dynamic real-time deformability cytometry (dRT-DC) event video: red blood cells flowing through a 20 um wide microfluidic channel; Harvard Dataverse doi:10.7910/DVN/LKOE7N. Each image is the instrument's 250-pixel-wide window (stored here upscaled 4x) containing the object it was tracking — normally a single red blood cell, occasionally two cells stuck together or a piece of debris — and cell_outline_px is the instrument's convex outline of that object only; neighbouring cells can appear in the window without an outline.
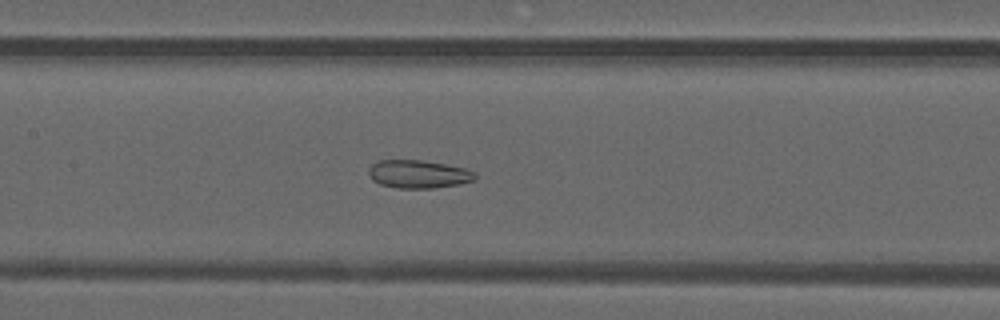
{"species": "common noctule bat (a hibernating species)", "species_latin": "Nyctalus noctula", "temperature_condition": "warm", "stored_images_in_passage": 39, "camera_frame_rate_fps": 3000, "um_per_image_px": 0.085, "animal": {"sex": "male", "forearm_length_mm": 52.5}, "frame": {"image": 1, "passage_image": 14, "time_ms": 4.333, "image_size_px": [1000, 320], "cell_outline_px": [[476, 180], [460, 184], [432, 188], [396, 188], [380, 184], [372, 180], [368, 172], [368, 168], [372, 164], [380, 160], [420, 160], [468, 168], [476, 172]], "centroid_in_image_um": [35.59, 14.8], "position_along_channel_um": 171.8, "area_um2": 17.57}}
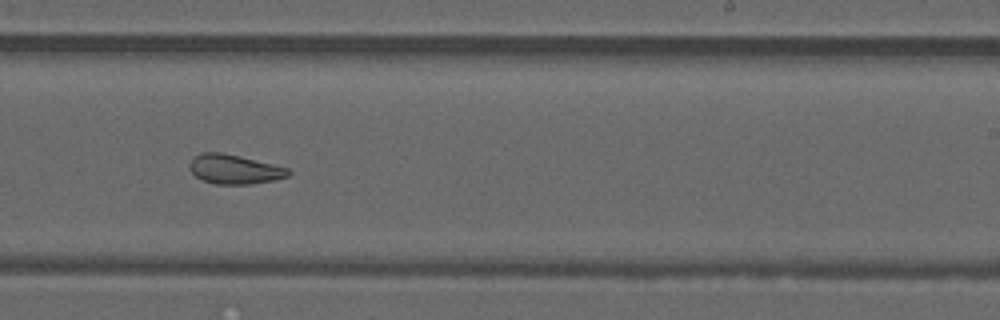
{"frame": {"image": 2, "passage_image": 21, "time_ms": 6.667, "image_size_px": [1000, 320], "cell_outline_px": [[292, 172], [288, 176], [276, 180], [252, 184], [216, 184], [204, 180], [196, 176], [192, 172], [188, 164], [200, 152], [220, 152], [240, 156], [288, 168]], "centroid_in_image_um": [19.95, 14.39], "position_along_channel_um": 269.1, "area_um2": 16.82}}
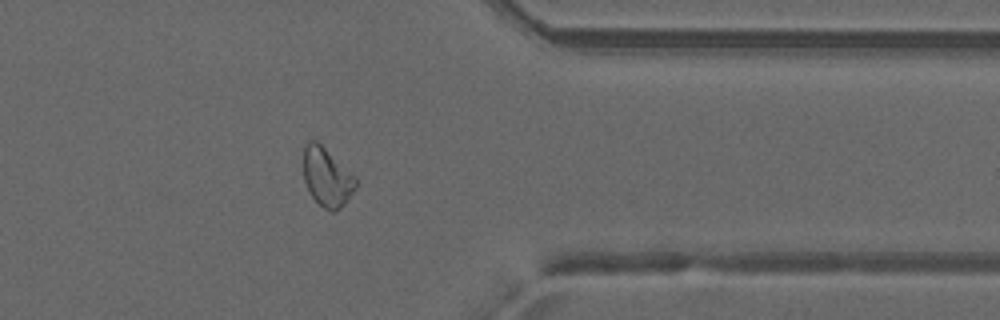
{"frame": {"image": 3, "passage_image": 30, "time_ms": 9.667, "image_size_px": [1000, 320], "cell_outline_px": [[356, 188], [344, 204], [336, 212], [332, 212], [324, 208], [312, 196], [304, 180], [304, 144], [308, 140], [316, 140], [356, 176]], "centroid_in_image_um": [27.8, 15.05], "position_along_channel_um": 383.6, "area_um2": 17.8}, "authors_computed_cell_mechanics": {"area_um2": 18.5538, "velocity_mm_per_s": 4.1881, "shape_relaxation_time_tau1_ms": null, "shape_relaxation_time_tau2_ms": 2.0933, "deformation_change_tau1": null, "deformation_change_tau2": 0.0849}}